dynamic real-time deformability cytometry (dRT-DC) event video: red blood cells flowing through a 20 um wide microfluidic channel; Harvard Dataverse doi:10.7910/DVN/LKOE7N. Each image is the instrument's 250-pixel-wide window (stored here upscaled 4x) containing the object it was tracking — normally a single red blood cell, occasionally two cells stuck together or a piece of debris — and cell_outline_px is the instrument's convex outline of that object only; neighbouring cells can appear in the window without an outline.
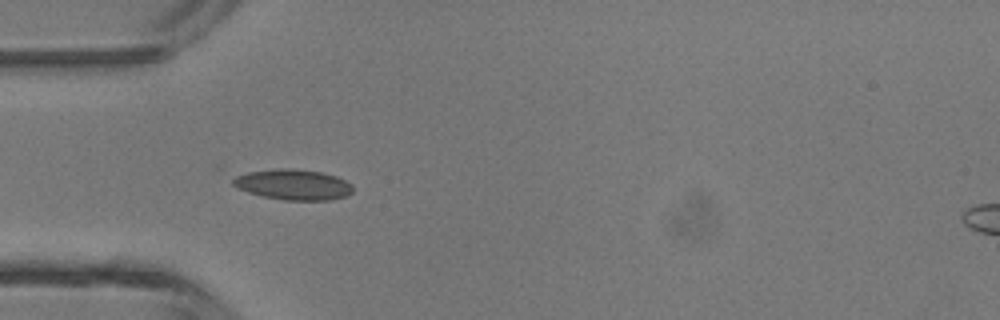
{"species": "common noctule bat (a hibernating species)", "species_latin": "Nyctalus noctula", "temperature_condition": "room temperature", "stored_images_in_passage": 4, "camera_frame_rate_fps": 3000, "um_per_image_px": 0.085, "animal": {"sex": "male", "body_mass_g": 13.3}, "frame": {"image": 1, "passage_image": 2, "time_ms": 0.333, "image_size_px": [1000, 320], "cell_outline_px": [[352, 192], [348, 196], [328, 200], [284, 200], [264, 196], [248, 192], [236, 188], [232, 184], [232, 180], [236, 176], [248, 172], [276, 168], [292, 168], [320, 172], [336, 176], [352, 184]], "centroid_in_image_um": [24.92, 15.69], "position_along_channel_um": 60.1, "area_um2": 21.33}}
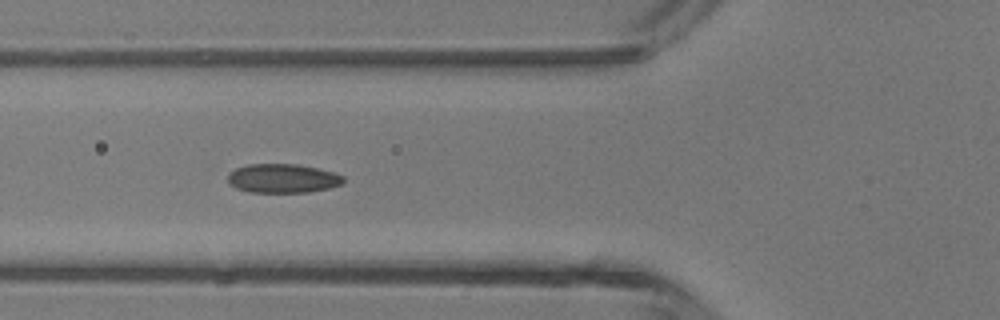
{"frame": {"image": 2, "passage_image": 3, "time_ms": 0.667, "image_size_px": [1000, 320], "cell_outline_px": [[344, 184], [328, 188], [308, 192], [248, 192], [236, 188], [228, 184], [228, 172], [236, 168], [248, 164], [296, 164], [316, 168], [332, 172], [344, 176]], "centroid_in_image_um": [24.0, 15.16], "position_along_channel_um": 101.8, "area_um2": 19.59}}
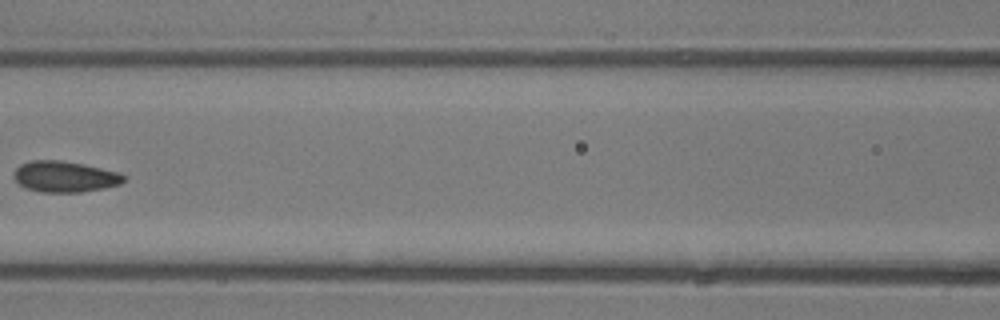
{"frame": {"image": 3, "passage_image": 4, "time_ms": 1.0, "image_size_px": [1000, 320], "cell_outline_px": [[124, 180], [120, 184], [104, 188], [80, 192], [40, 192], [24, 188], [12, 176], [16, 168], [20, 164], [32, 160], [60, 160], [84, 164], [120, 172], [124, 176]], "centroid_in_image_um": [5.48, 15.01], "position_along_channel_um": 161.1, "area_um2": 19.94}}